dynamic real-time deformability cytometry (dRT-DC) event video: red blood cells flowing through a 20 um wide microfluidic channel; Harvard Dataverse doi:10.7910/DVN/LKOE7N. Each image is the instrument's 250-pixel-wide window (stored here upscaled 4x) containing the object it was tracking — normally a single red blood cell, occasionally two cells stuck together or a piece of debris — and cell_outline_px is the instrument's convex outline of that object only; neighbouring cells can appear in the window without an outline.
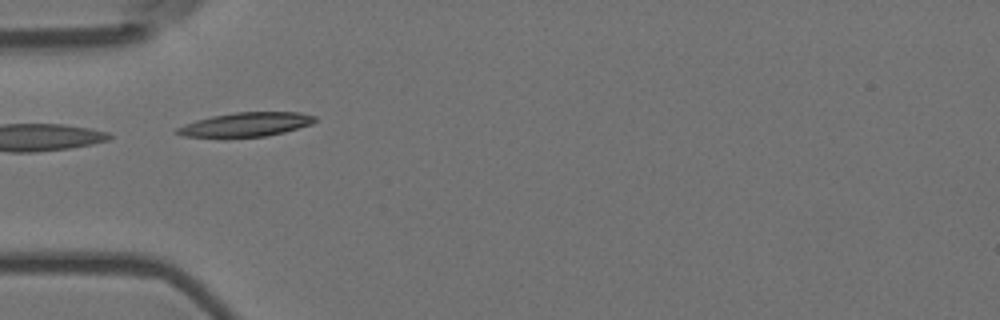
{"species": "Egyptian fruit bat (a non-hibernating species)", "species_latin": "Rousettus aegyptiacus", "temperature_condition": "room temperature", "stored_images_in_passage": 4, "camera_frame_rate_fps": 3000, "um_per_image_px": 0.085, "animal": {"sex": "female"}, "frame": {"image": 1, "passage_image": 4, "time_ms": 1.0, "image_size_px": [1000, 320], "cell_outline_px": [[316, 120], [312, 124], [284, 132], [264, 136], [184, 136], [176, 132], [176, 128], [184, 124], [196, 120], [212, 116], [236, 112], [300, 112], [316, 116]], "centroid_in_image_um": [20.95, 10.56], "position_along_channel_um": 64.0, "area_um2": 18.9}}